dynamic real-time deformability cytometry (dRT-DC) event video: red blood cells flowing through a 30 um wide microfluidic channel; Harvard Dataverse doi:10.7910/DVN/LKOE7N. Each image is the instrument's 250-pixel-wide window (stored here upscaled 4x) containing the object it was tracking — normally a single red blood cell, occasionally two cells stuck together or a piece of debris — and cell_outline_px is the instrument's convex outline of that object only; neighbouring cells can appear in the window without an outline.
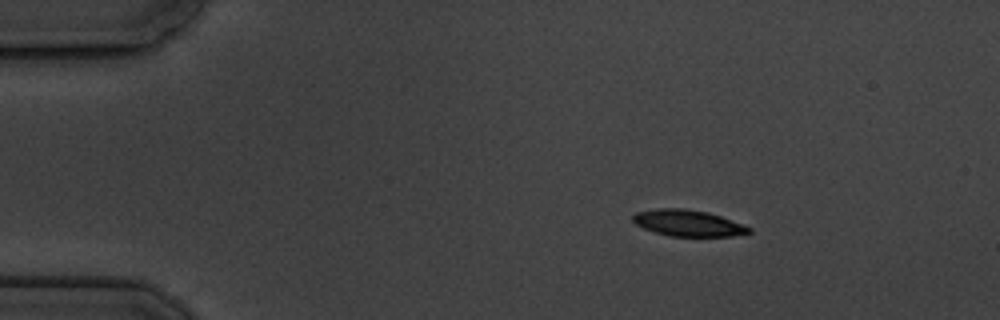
{"species": "common noctule bat (a hibernating species)", "species_latin": "Nyctalus noctula", "temperature_condition": "cold", "stored_images_in_passage": 5, "camera_frame_rate_fps": 3000, "um_per_image_px": 0.085, "animal": {"sex": "male", "body_mass_g": 19.5, "forearm_length_mm": 54.6}, "frame": {"image": 1, "passage_image": 2, "time_ms": 1.333, "image_size_px": [1000, 320], "cell_outline_px": [[752, 232], [732, 236], [668, 236], [644, 228], [636, 224], [632, 220], [632, 216], [636, 212], [656, 208], [684, 208], [708, 212], [720, 216], [752, 228]], "centroid_in_image_um": [58.47, 18.95], "position_along_channel_um": 26.5, "area_um2": 17.74}}
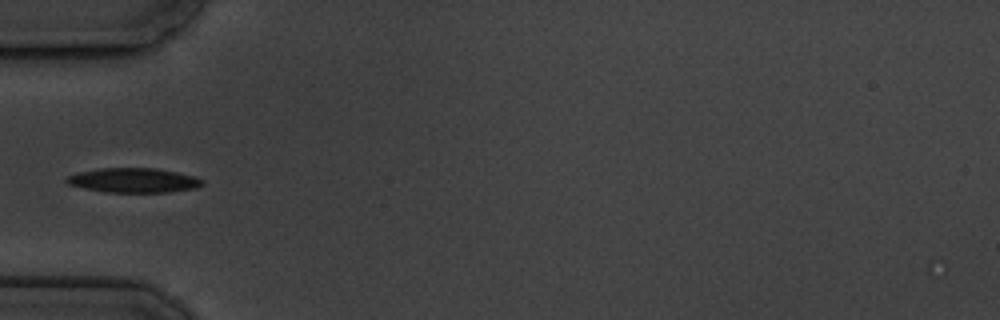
{"frame": {"image": 2, "passage_image": 5, "time_ms": 4.667, "image_size_px": [1000, 320], "cell_outline_px": [[204, 184], [196, 188], [168, 192], [104, 192], [84, 188], [68, 184], [64, 180], [68, 176], [80, 172], [100, 168], [156, 168], [196, 176], [204, 180]], "centroid_in_image_um": [11.39, 15.33], "position_along_channel_um": 73.6, "area_um2": 19.42}}